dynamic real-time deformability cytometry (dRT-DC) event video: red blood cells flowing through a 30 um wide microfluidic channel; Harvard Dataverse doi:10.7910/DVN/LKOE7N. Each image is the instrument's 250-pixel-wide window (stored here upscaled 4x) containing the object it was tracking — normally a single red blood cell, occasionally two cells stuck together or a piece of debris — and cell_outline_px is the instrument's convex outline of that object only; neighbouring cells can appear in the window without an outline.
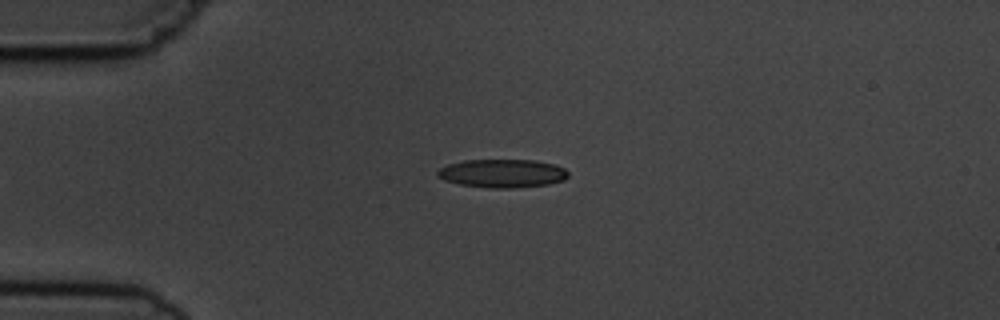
{"species": "common noctule bat (a hibernating species)", "species_latin": "Nyctalus noctula", "temperature_condition": "cold", "stored_images_in_passage": 5, "camera_frame_rate_fps": 3000, "um_per_image_px": 0.085, "animal": {"sex": "male", "body_mass_g": 19.5, "forearm_length_mm": 54.6}, "frame": {"image": 1, "passage_image": 5, "time_ms": 4.667, "image_size_px": [1000, 320], "cell_outline_px": [[568, 176], [564, 180], [548, 184], [516, 188], [492, 188], [460, 184], [444, 180], [436, 176], [436, 172], [440, 168], [448, 164], [464, 160], [536, 160], [556, 164], [564, 168], [568, 172]], "centroid_in_image_um": [42.71, 14.73], "position_along_channel_um": 42.3, "area_um2": 21.73}}